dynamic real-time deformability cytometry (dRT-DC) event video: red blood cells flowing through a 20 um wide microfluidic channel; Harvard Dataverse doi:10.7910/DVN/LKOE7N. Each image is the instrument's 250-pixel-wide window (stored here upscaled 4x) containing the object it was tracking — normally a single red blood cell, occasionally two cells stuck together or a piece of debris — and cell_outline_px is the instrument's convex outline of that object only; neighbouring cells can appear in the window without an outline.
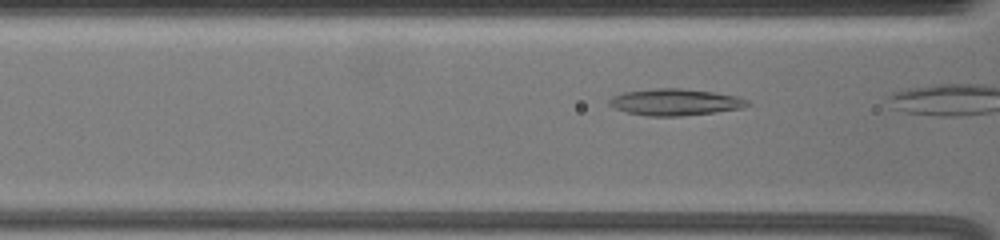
{"species": "common noctule bat (a hibernating species)", "species_latin": "Nyctalus noctula", "temperature_condition": "warm", "stored_images_in_passage": 4, "camera_frame_rate_fps": 3000, "um_per_image_px": 0.085, "animal": {"sex": "female", "body_mass_g": 19.5, "forearm_length_mm": 54.1}, "frame": {"image": 1, "passage_image": 3, "time_ms": 0.667, "image_size_px": [1000, 240], "cell_outline_px": [[752, 104], [740, 108], [712, 112], [680, 116], [648, 116], [628, 112], [616, 108], [608, 104], [608, 100], [612, 96], [624, 92], [656, 88], [680, 88], [712, 92], [736, 96], [748, 100]], "centroid_in_image_um": [57.37, 8.67], "position_along_channel_um": 109.2, "area_um2": 21.15}}